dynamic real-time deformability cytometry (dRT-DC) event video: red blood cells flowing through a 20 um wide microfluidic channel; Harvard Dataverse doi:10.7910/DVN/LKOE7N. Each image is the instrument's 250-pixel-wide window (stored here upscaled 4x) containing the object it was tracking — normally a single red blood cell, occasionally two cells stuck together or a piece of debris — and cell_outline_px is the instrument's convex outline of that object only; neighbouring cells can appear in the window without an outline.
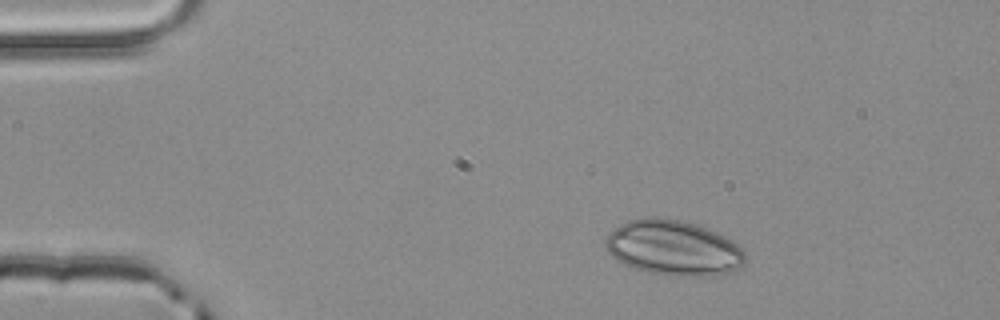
{"species": "common noctule bat (a hibernating species)", "species_latin": "Nyctalus noctula", "temperature_condition": "room temperature", "stored_images_in_passage": 3, "camera_frame_rate_fps": 3000, "um_per_image_px": 0.085, "animal": {"sex": "male", "body_mass_g": 20.4}, "frame": {"image": 1, "passage_image": 1, "time_ms": 0.0, "image_size_px": [1000, 320], "cell_outline_px": [[744, 264], [740, 268], [716, 276], [668, 276], [648, 272], [624, 264], [612, 256], [604, 248], [604, 240], [620, 224], [628, 220], [648, 216], [652, 216], [684, 220], [696, 224], [716, 232], [724, 236], [736, 244], [744, 252]], "centroid_in_image_um": [57.22, 21.07], "position_along_channel_um": 27.8, "area_um2": 45.08}}